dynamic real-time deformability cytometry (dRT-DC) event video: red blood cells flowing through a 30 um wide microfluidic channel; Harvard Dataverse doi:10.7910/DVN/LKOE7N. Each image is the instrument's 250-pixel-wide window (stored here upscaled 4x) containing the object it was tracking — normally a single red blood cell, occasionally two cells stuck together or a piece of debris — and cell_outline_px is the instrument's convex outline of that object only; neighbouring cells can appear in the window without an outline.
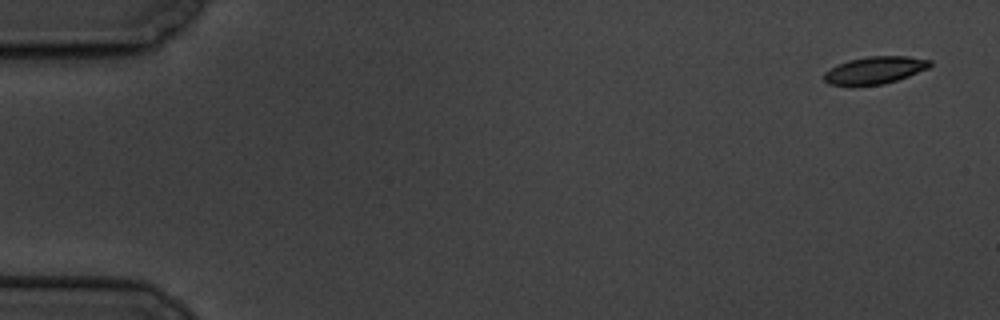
{"species": "common noctule bat (a hibernating species)", "species_latin": "Nyctalus noctula", "temperature_condition": "cold", "stored_images_in_passage": 7, "camera_frame_rate_fps": 3000, "um_per_image_px": 0.085, "animal": {"sex": "male", "body_mass_g": 19.5, "forearm_length_mm": 54.6}, "frame": {"image": 1, "passage_image": 1, "time_ms": 0.0, "image_size_px": [1000, 320], "cell_outline_px": [[932, 64], [928, 68], [908, 76], [884, 84], [828, 84], [824, 80], [824, 72], [848, 60], [868, 56], [908, 56], [932, 60]], "centroid_in_image_um": [74.41, 5.94], "position_along_channel_um": 10.6, "area_um2": 16.47}}
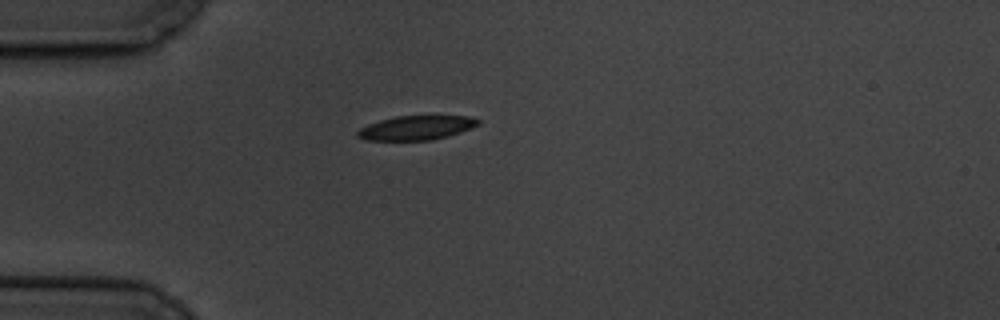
{"frame": {"image": 2, "passage_image": 5, "time_ms": 4.667, "image_size_px": [1000, 320], "cell_outline_px": [[480, 124], [472, 128], [448, 136], [432, 140], [364, 140], [356, 136], [356, 132], [360, 128], [368, 124], [380, 120], [396, 116], [468, 116], [480, 120]], "centroid_in_image_um": [35.38, 10.86], "position_along_channel_um": 49.6, "area_um2": 17.05}}
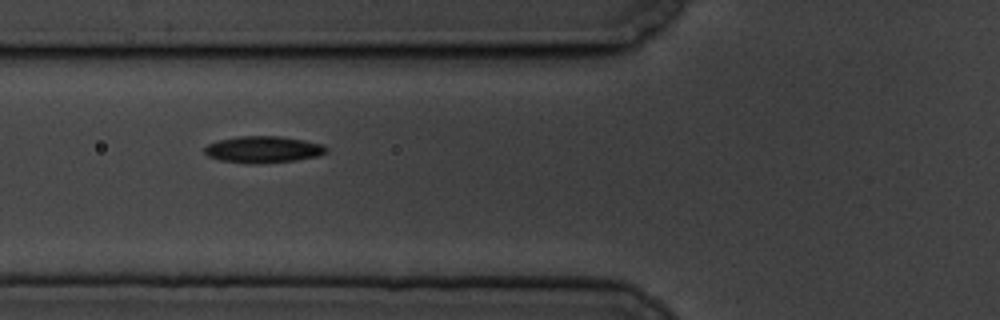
{"frame": {"image": 3, "passage_image": 7, "time_ms": 6.667, "image_size_px": [1000, 320], "cell_outline_px": [[328, 152], [316, 156], [296, 160], [220, 160], [208, 156], [204, 152], [204, 148], [208, 144], [220, 140], [240, 136], [280, 136], [304, 140], [324, 144], [328, 148]], "centroid_in_image_um": [22.44, 12.64], "position_along_channel_um": 103.4, "area_um2": 17.74}}